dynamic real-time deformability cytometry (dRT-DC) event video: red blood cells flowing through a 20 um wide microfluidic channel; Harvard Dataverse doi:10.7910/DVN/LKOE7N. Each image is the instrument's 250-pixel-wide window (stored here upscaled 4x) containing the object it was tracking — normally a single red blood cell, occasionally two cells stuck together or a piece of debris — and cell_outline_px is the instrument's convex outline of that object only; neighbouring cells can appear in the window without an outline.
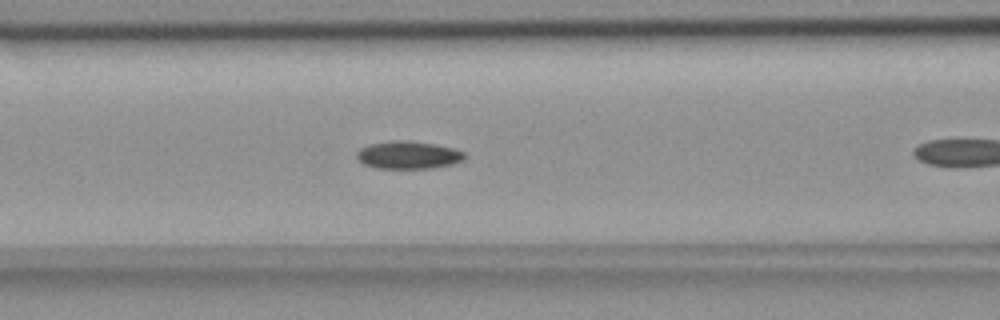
{"species": "common noctule bat (a hibernating species)", "species_latin": "Nyctalus noctula", "temperature_condition": "room temperature", "stored_images_in_passage": 32, "camera_frame_rate_fps": 3000, "um_per_image_px": 0.085, "animal": {"sex": "female", "body_mass_g": 18.4}, "frame": {"image": 1, "passage_image": 11, "time_ms": 3.333, "image_size_px": [1000, 320], "cell_outline_px": [[464, 160], [452, 164], [432, 168], [376, 168], [364, 164], [356, 156], [356, 152], [360, 148], [368, 144], [392, 140], [408, 140], [432, 144], [452, 148], [464, 152]], "centroid_in_image_um": [34.67, 13.17], "position_along_channel_um": 131.9, "area_um2": 17.34}}
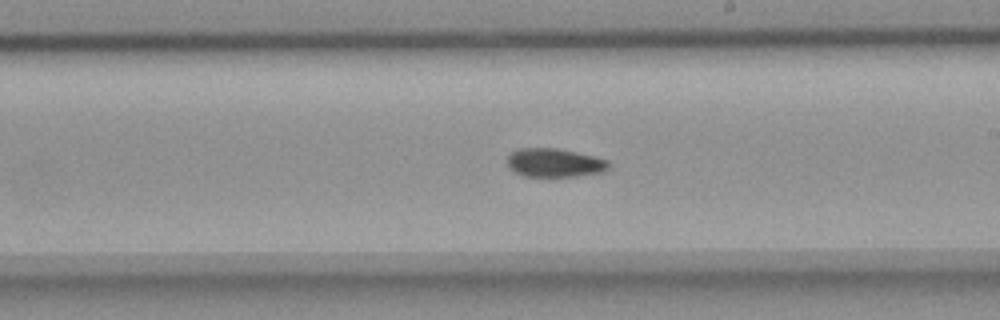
{"frame": {"image": 2, "passage_image": 20, "time_ms": 6.333, "image_size_px": [1000, 320], "cell_outline_px": [[608, 168], [604, 172], [576, 176], [524, 176], [508, 168], [508, 156], [512, 152], [520, 148], [556, 148], [592, 156], [608, 160]], "centroid_in_image_um": [47.12, 13.84], "position_along_channel_um": 241.9, "area_um2": 16.7}}
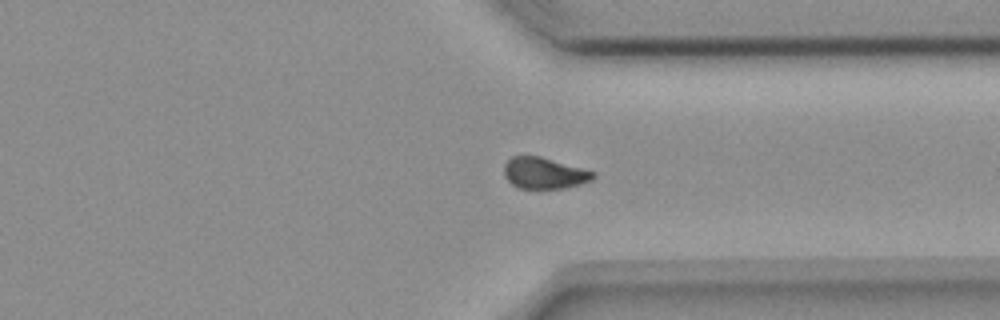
{"frame": {"image": 3, "passage_image": 30, "time_ms": 9.667, "image_size_px": [1000, 320], "cell_outline_px": [[596, 176], [592, 180], [580, 184], [564, 188], [520, 188], [512, 184], [504, 176], [504, 164], [512, 156], [540, 156], [596, 172]], "centroid_in_image_um": [46.27, 14.71], "position_along_channel_um": 365.1, "area_um2": 16.18}}